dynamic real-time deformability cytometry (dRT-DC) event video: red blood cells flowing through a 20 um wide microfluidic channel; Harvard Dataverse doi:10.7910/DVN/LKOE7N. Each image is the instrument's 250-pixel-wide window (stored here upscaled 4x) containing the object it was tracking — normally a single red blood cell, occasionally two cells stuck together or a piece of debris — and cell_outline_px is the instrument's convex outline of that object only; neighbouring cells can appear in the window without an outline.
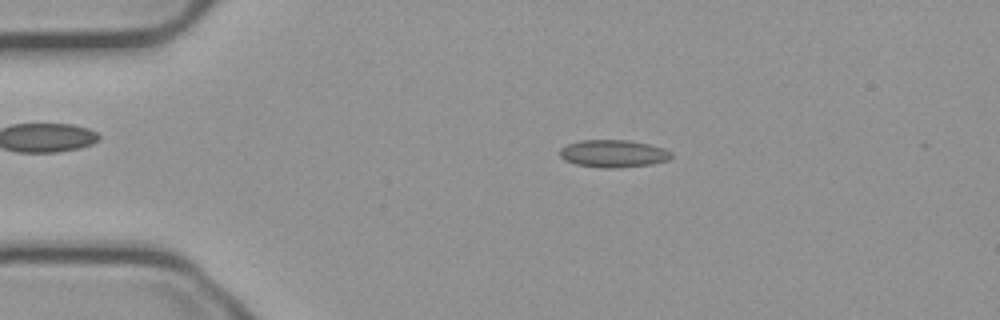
{"species": "common noctule bat (a hibernating species)", "species_latin": "Nyctalus noctula", "temperature_condition": "cold", "stored_images_in_passage": 46, "camera_frame_rate_fps": 3000, "um_per_image_px": 0.085, "animal": {"sex": "male", "body_mass_g": 23.1, "forearm_length_mm": 52.7}, "frame": {"image": 1, "passage_image": 10, "time_ms": 3.0, "image_size_px": [1000, 320], "cell_outline_px": [[672, 156], [668, 160], [652, 164], [616, 168], [600, 168], [576, 164], [564, 160], [560, 156], [560, 148], [568, 144], [580, 140], [628, 140], [648, 144], [664, 148], [672, 152]], "centroid_in_image_um": [52.13, 13.06], "position_along_channel_um": 32.9, "area_um2": 17.92}}
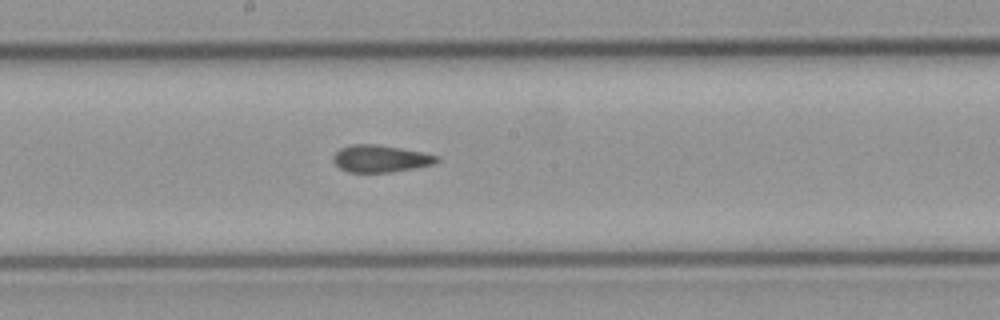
{"frame": {"image": 2, "passage_image": 28, "time_ms": 9.0, "image_size_px": [1000, 320], "cell_outline_px": [[440, 160], [432, 164], [416, 168], [392, 172], [348, 172], [340, 168], [332, 160], [332, 156], [340, 148], [352, 144], [376, 144], [400, 148], [440, 156]], "centroid_in_image_um": [32.33, 13.48], "position_along_channel_um": 215.9, "area_um2": 16.36}}
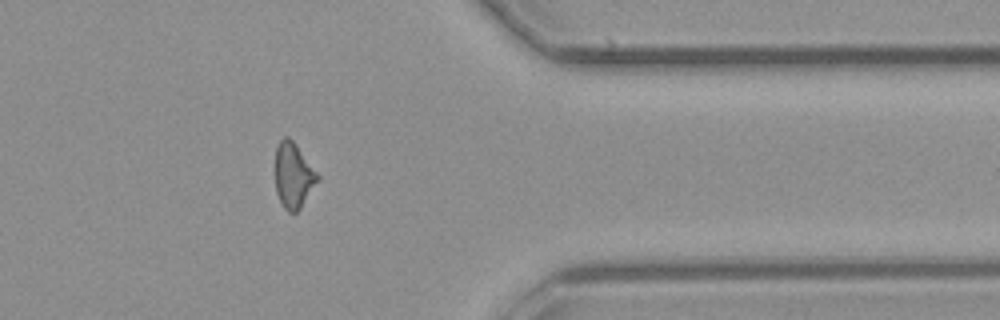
{"frame": {"image": 3, "passage_image": 43, "time_ms": 14.0, "image_size_px": [1000, 320], "cell_outline_px": [[320, 180], [300, 208], [296, 212], [288, 212], [284, 208], [276, 192], [276, 148], [280, 140], [284, 136], [288, 136], [292, 140], [320, 176]], "centroid_in_image_um": [24.95, 14.92], "position_along_channel_um": 386.4, "area_um2": 15.95}, "authors_computed_cell_mechanics": {"area_um2": 16.5886, "velocity_mm_per_s": 3.7504, "shape_relaxation_time_tau1_ms": null, "shape_relaxation_time_tau2_ms": 3.8482, "deformation_change_tau1": null, "deformation_change_tau2": 0.0976}}